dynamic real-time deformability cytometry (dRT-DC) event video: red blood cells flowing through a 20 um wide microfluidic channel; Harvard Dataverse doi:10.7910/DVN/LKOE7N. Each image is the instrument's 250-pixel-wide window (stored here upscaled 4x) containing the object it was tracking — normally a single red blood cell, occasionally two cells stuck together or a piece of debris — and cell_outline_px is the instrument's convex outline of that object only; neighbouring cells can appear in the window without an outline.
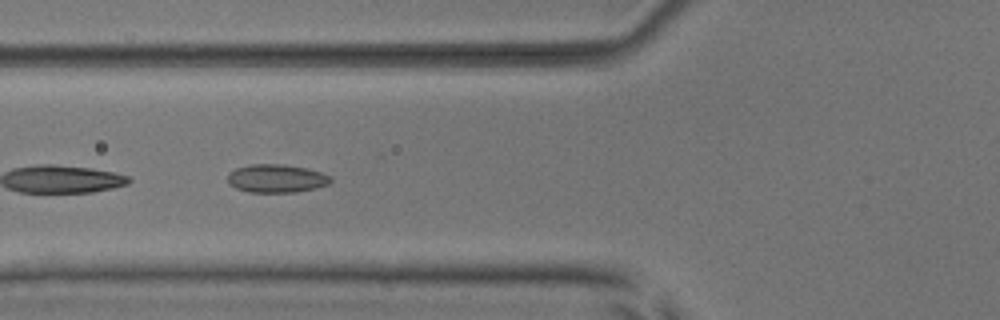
{"species": "common noctule bat (a hibernating species)", "species_latin": "Nyctalus noctula", "temperature_condition": "room temperature", "stored_images_in_passage": 47, "camera_frame_rate_fps": 3000, "um_per_image_px": 0.085, "animal": {"sex": "male", "body_mass_g": 17.9, "forearm_length_mm": 54.2}, "frame": {"image": 1, "passage_image": 14, "time_ms": 4.333, "image_size_px": [1000, 320], "cell_outline_px": [[332, 180], [328, 184], [296, 192], [248, 192], [236, 188], [228, 184], [228, 172], [236, 168], [252, 164], [284, 164], [308, 168], [332, 176]], "centroid_in_image_um": [23.48, 15.16], "position_along_channel_um": 102.3, "area_um2": 16.99}}
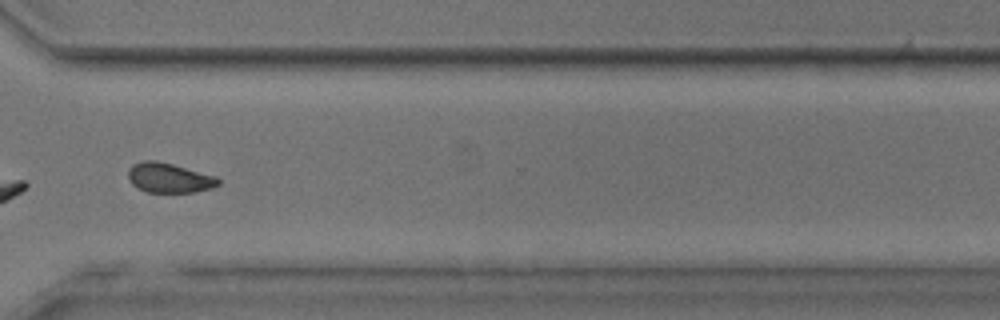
{"frame": {"image": 2, "passage_image": 34, "time_ms": 11.0, "image_size_px": [1000, 320], "cell_outline_px": [[220, 184], [212, 188], [192, 192], [148, 192], [136, 188], [132, 184], [128, 176], [128, 168], [132, 164], [144, 160], [156, 160], [172, 164], [216, 176], [220, 180]], "centroid_in_image_um": [14.36, 15.11], "position_along_channel_um": 356.2, "area_um2": 15.66}}
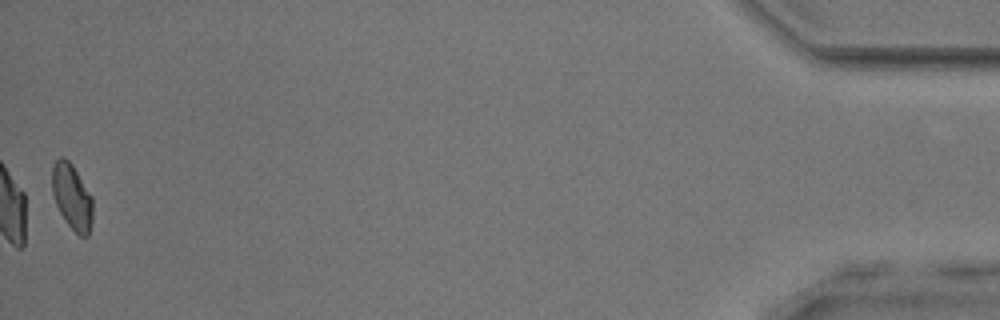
{"frame": {"image": 3, "passage_image": 47, "time_ms": 15.333, "image_size_px": [1000, 320], "cell_outline_px": [[92, 220], [88, 236], [80, 236], [68, 224], [60, 212], [56, 204], [52, 192], [52, 164], [60, 156], [64, 156], [72, 164], [92, 196]], "centroid_in_image_um": [6.11, 16.69], "position_along_channel_um": 429.1, "area_um2": 15.49}, "authors_computed_cell_mechanics": {"area_um2": 15.9528, "velocity_mm_per_s": 3.8071, "shape_relaxation_time_tau1_ms": 10.7725, "shape_relaxation_time_tau2_ms": 1.9466, "deformation_change_tau1": 0.1102, "deformation_change_tau2": 0.0711}}